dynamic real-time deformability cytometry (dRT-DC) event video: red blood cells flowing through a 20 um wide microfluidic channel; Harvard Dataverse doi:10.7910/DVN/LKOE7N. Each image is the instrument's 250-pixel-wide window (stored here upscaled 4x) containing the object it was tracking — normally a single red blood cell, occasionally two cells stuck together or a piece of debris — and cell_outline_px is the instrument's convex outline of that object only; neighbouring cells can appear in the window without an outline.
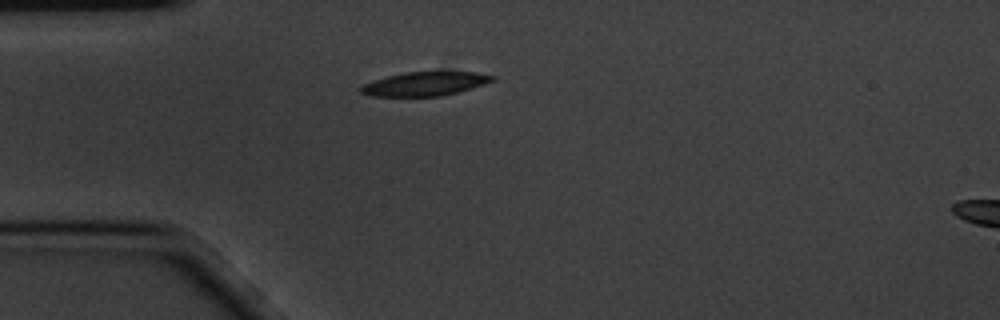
{"species": "common noctule bat (a hibernating species)", "species_latin": "Nyctalus noctula", "temperature_condition": "cold", "stored_images_in_passage": 2, "segment_of_instrument_passage": [1, 2], "camera_frame_rate_fps": 3000, "um_per_image_px": 0.085, "animal": {"sex": "male", "body_mass_g": 20.1, "forearm_length_mm": 53.5}, "frame": {"image": 1, "passage_image": 1, "time_ms": 0.0, "image_size_px": [1000, 320], "cell_outline_px": [[496, 80], [472, 88], [440, 96], [372, 96], [360, 92], [356, 88], [372, 80], [404, 72], [476, 72], [496, 76]], "centroid_in_image_um": [36.1, 7.12], "position_along_channel_um": 48.9, "area_um2": 18.32}}